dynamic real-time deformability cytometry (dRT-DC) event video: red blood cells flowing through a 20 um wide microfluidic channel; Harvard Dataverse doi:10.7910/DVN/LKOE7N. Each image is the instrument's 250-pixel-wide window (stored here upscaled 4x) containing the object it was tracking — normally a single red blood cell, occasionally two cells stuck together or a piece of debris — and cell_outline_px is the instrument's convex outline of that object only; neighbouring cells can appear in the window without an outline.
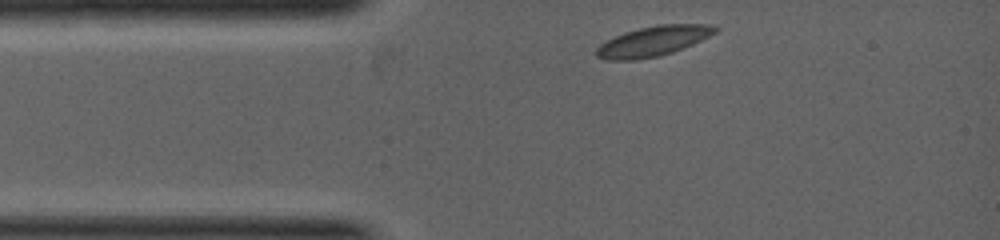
{"species": "common noctule bat (a hibernating species)", "species_latin": "Nyctalus noctula", "temperature_condition": "warm", "stored_images_in_passage": 9, "camera_frame_rate_fps": 5000, "um_per_image_px": 0.085, "animal": {"sex": "female", "body_mass_g": 19.0, "forearm_length_mm": 53.3}, "frame": {"image": 1, "passage_image": 1, "time_ms": 0.0, "image_size_px": [1000, 240], "cell_outline_px": [[720, 28], [716, 32], [692, 44], [672, 52], [660, 56], [636, 60], [608, 60], [596, 56], [596, 48], [600, 44], [624, 32], [656, 24], [708, 24]], "centroid_in_image_um": [55.51, 3.5], "position_along_channel_um": 29.5, "area_um2": 20.63}}
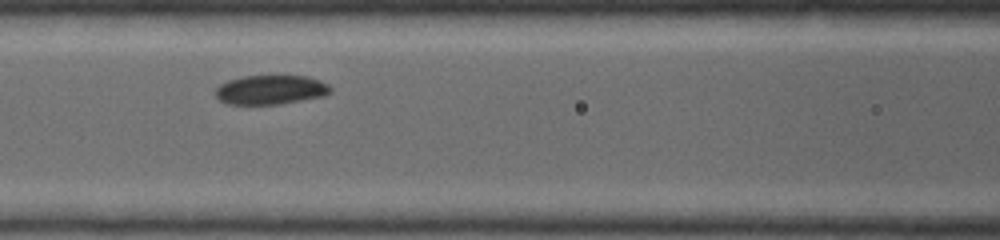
{"frame": {"image": 2, "passage_image": 6, "time_ms": 1.8, "image_size_px": [1000, 240], "cell_outline_px": [[332, 92], [324, 96], [280, 104], [228, 104], [220, 100], [216, 96], [216, 88], [220, 84], [228, 80], [244, 76], [308, 76], [320, 80], [328, 84], [332, 88]], "centroid_in_image_um": [23.04, 7.63], "position_along_channel_um": 143.6, "area_um2": 19.65}}
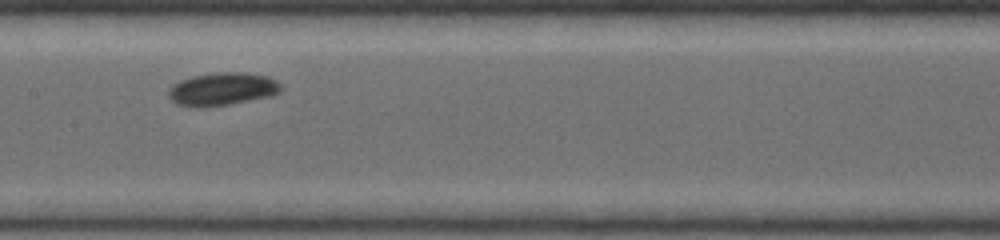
{"frame": {"image": 3, "passage_image": 8, "time_ms": 2.4, "image_size_px": [1000, 240], "cell_outline_px": [[284, 88], [280, 92], [272, 96], [228, 104], [204, 108], [200, 108], [176, 104], [168, 96], [168, 88], [172, 84], [180, 80], [192, 76], [216, 72], [244, 72], [268, 76], [276, 80]], "centroid_in_image_um": [18.89, 7.57], "position_along_channel_um": 188.5, "area_um2": 21.91}}